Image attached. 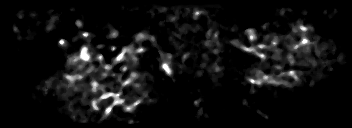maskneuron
<instances>
[{"mask_svg":"<svg viewBox=\"0 0 352 128\" xmlns=\"http://www.w3.org/2000/svg\"><path fill=\"white\" fill-rule=\"evenodd\" d=\"M175 8V7H174ZM306 8H308V6H304L302 8V13L303 15H306ZM190 9L193 11V16L191 17H188V15H185L184 19H188L189 22H190V18H191V21L192 23L194 21H197V17L198 16H201V15H204L206 14L204 12V10H199V11H195L194 12V7L192 6L191 8H186V9H183L182 7H177L175 8L174 12H173V15H177L178 16V13L179 11H182L184 10V12L186 13H189L190 12ZM213 10H215V17H218V12H217V8H212ZM60 11H63L62 9H59V8H55L53 10V12H59ZM80 11L86 15L87 14V11L83 8L80 7ZM147 12L151 13V14H155L156 16H158V14H160L159 12V9H157V7H152V8H148ZM14 15L16 16V18L14 19H10L9 21V24H10V31L12 33H10L11 35L12 34H15V33H19V29H17V27L15 26L14 28H11V24L12 23H15L16 19H21L19 17V10L18 11H14L13 12ZM279 12H277L276 10L274 11H271V15H278ZM21 15H23L24 17L27 16V17H30V19H32V15H28V14H25V13H22ZM159 16L158 17H155L154 20H159ZM53 18L49 19L48 20V23H47V29H49L50 31L53 29ZM265 22L267 21H262V22H259L260 24H263L264 23V26H260L262 27L263 29H267L266 25H265ZM279 21L277 20V26H275L274 28L272 27V33H268V34H265V35H262L261 38H259L258 36V33H259V29H255V27H252L250 28L248 31H243L244 32V39L241 43V46H242V49H246V51L248 50L249 52L253 51L255 52L256 54H258L260 56V58H265L267 56V51L266 49L270 50L273 54H276V57L277 59L276 60H272L270 62V66H275V62L276 61H279L278 60V55L280 56H285L284 53L285 51H281L279 49V47H283V43L279 42V35L277 37H275V33L278 34V33H281V23H278ZM72 23H75L77 27V31H80L81 27H79V25H81L80 23V20L77 22L75 21L74 22V19L72 20ZM246 25L244 24H239L237 25V21H233V26H228L227 23L225 25L226 29H229V32L231 33L232 35V30H234L233 28L231 29V27H238L236 29H238L239 31L241 29H245ZM315 26L317 25H310V24H305L304 22H302V20H299V22H295V24L293 25V29H292V24H291V29L290 30H293V32L295 31L296 33H299L297 34L295 37H296V42L295 41H291V45L288 46V48H286V45L285 46V50L286 49H290V54L287 55L286 59H287V66H291L293 67V62L295 61L296 63L298 62V60H305L306 61V65H309V63H312V65L308 68V70H305L304 71V74L307 75L309 73V71H312L313 68H316L318 67V64L320 62L321 65H326L327 63L330 64V65H334L335 64V61L332 62V59H331V55L335 54V56H338V55H341V54H337V53H341V48H337L336 47V50L334 48V41H336L335 39V36L332 38V40L330 41V45L328 44V46L326 47H321L319 48L315 42L316 40H313V38H316L314 36H309L307 35V32L311 31L312 28H314ZM30 30H32L33 32L36 31L37 32V29L35 27H32L30 26L29 27ZM116 30H114L112 32V39L113 37L116 36V33H118V29L117 28H114ZM137 31V38L138 39V43H142L144 39H150V43L148 44H151L154 46H156V41L153 39V38H150L149 36V30H151V27H148V25L144 26L143 28L141 29H135ZM193 30H188V33H185L184 35L187 37V38H192V35L193 34ZM90 27H88L87 30H85L83 33H81V35L83 36V38H85V40L88 41L90 45V47H86V45H82L81 46V49H78L79 50V53H74L73 55H68L67 57L69 58V61L67 62V65H66V70L68 73H65V72H62L61 69H59V65H57V67L55 68V65L53 66V59H48L47 61H49L47 64L48 66L50 67V69H52L53 67V71L55 72H59V81H54V79L52 80H49L48 83H50V85L52 84L53 87L52 89H47V86H46V96L48 97L46 101L43 102L44 104V110L47 111V115L49 114L48 110L45 109L47 106H51V104H53V100L49 97H51V93H54V91H57V90H64V91H59V97L57 98V101H60L61 100V97L63 98V100H65L64 102L66 103L65 105L67 106V104H70V102H67L66 99V92H69V90H72V97H73V100H71V108L66 110V108H62V112H63V115H66V117L68 118H71L70 116H67V115H71L73 114L74 117L72 118H75V120L77 121H82V116H79L78 115V112L76 111V107H79V110L83 109V101L86 102V105H90L91 108L94 109L95 112L97 113H88V111H90L89 109L85 110V112H83L85 115H93L95 117V122H100L102 121V119H100V117H96V114H99V111L100 109L98 108V104L100 101H103V100H107L109 97H112L115 99V101H112L110 103V105L107 107L105 104H102L101 103V108L104 109V114H103V118H107V116L113 112V111H116L117 110V105L119 104H122V103H125L126 101H129L130 104L125 108L126 109V115H129L130 118H132V121L130 120L128 122V124H132L131 122H133V119H136V118H139L140 122H145V119H143V116H138L141 114V112L139 113H131V111L135 110L137 111L138 108H139V111H144V106H138L139 102L141 103V101L139 100H135L136 98L138 99V97H135V96H132L131 94H129L128 97L124 98L123 97V88L122 87H126L127 86V89H131L133 90L132 88V83H136L137 79L136 77H138V73H136L135 71V66L134 65H130L129 63L131 62H127L123 65V71L119 70L118 67H117V63L118 62H121V61H124L126 59H128V57H133V58H129V59H133L135 60V57H136V54L137 53H141L143 54L144 51L148 50L146 49V46L144 47H141L139 48V44L135 45L133 42H130L129 45L130 46H126L124 45V43H121V44H116L113 48L114 49H122L120 50L119 54H116L114 56V62H106L105 63V60H104V55H105V51L103 53L100 52V54H94V53H98L99 50L97 49H101L103 48V43L99 44L101 46H96V43L93 42V39L91 38V33H90ZM215 30H212L211 27L209 28L208 31H206V37L207 38H202L201 39V36L198 37L200 39H193L194 42H198L197 44H199V42H201V40H207V43L209 44L208 45V48L211 49L210 52H204L203 50H201V55L202 57H204V59H206V57H215V55H217L218 53L222 56H224V51H222V47L221 45L219 46L218 44V40L219 38L217 39L216 37V41L215 43H211V38H215V35H217L215 32H213ZM254 33V34H253ZM170 36H172V39L171 40H178L179 42L181 41V38L179 37V35L177 33H173L172 31V35L170 34ZM145 37V38H144ZM209 37V38H208ZM311 38V39H310ZM246 40L247 41H250L249 43V46L246 45ZM263 40H264V43H263ZM314 41V43H313ZM69 41H66V39H62V36H61V39L59 40V45L60 46H64V45H68L70 47H73V43L71 44H67ZM228 43H235V45H238L239 44V41H237L236 39L234 41H228ZM278 45V46H276ZM271 46V48H270ZM132 47V48H131ZM325 48V49H324ZM328 48V49H326ZM337 49H340V50H337ZM311 52H318V55H316V59L312 60L311 58V55L310 53ZM129 53V54H128ZM28 54V57H30V61L33 60L34 56L35 55H29L30 53H26ZM195 53H190L187 52V51H184V54H181L179 55V60L181 59H185L187 57H190V55H194ZM95 55H100V58L102 59L100 62H97L95 61L94 59L95 58H92V56H95ZM304 56H307V59L304 58ZM324 57V58H323ZM21 58L22 56H20V58L16 57V56H12V59L11 60H17L19 62V69H17V74L18 76L19 73H20V64H21ZM323 58V59H322ZM91 61V62H89ZM148 62V64L150 65L149 67V74H152L153 76H155V70H154V64L155 65H160L162 64V66H164L166 68V77H169L170 73H172V69L170 68V63L166 60V59H163L162 61L160 60H146ZM311 61H314V62H311ZM93 62L94 66L91 64ZM225 64H227L228 66V69L231 70V68H233V66L231 67V65L229 63V61H226L225 59ZM220 63V59L218 60V62H215V63H210L209 65L208 64H203L202 66L199 65V64H195L196 67L198 68H201V71L200 72H207L208 70L209 71H212L214 74H219V72H223L225 70V68H221V70L219 69L218 72H217V69H216V65H218ZM96 65V66H95ZM178 69H181V70H184V67L180 64H178ZM215 65V66H214ZM265 66V68H262L260 65L258 67H255L254 65L250 66L248 68V66H244L243 69H242V72H247V78H246V81L247 84H253L254 87H258V90L262 91V89L259 87H262V86H259V85H263V84H267V83H271L272 86H274L276 88V84L277 85H280L282 88H284L285 91H288V89H290V84H294V83H299L300 81V73L297 72V71H294V72H291V73H285V71H283V67L280 68V66L278 67L279 69V73L275 75V77H272L270 74H268L267 72L269 71V67H267V65H263ZM116 67H117V70H116ZM85 68H90L89 71L91 72H86L85 74L82 73V71L85 69ZM103 68V70H102ZM131 68V73L130 74H133L134 75V78L130 79V77L128 78V69ZM345 70L348 71V70H352V64L351 65H346L344 66ZM265 69V71H263ZM151 70V71H150ZM329 69H327V76H328V81L332 80L334 77H337L338 73L335 72V73H331L330 71H328ZM105 71L109 72V71H112L113 74L111 77H108L106 80H102V73H105ZM122 72H126V78H124V75L122 74ZM181 71L180 70H176L175 73L178 75V76H181ZM137 74V75H136ZM254 74V77L255 79H252L251 77L253 76ZM290 74V75H289ZM203 75L201 74H196V76H194V78H200V80L202 79H205L204 77H202ZM90 77L92 78L90 80ZM116 80L118 81V83L121 85L120 87L119 86H114L113 85V80ZM86 82H89V84H87ZM64 83H68V85H64ZM85 83V84H84ZM127 83V85H126ZM128 83H131V85H128ZM81 84V88H80V85ZM24 87H27V89L32 92V87H30L29 84H23ZM38 85H44L45 87V84L43 83L42 81V78H41V81L38 79ZM90 85V89H89V86ZM257 85V86H256ZM288 85V86H287ZM64 86V88H63ZM144 84H137V87L139 89H143L144 87ZM41 86H38L36 87L35 89V92H36V99L38 101L41 100V97L43 96V94H41L40 92V88ZM112 88H117V89H120L118 93H111L109 92ZM48 90V91H47ZM51 90V91H50ZM154 90H156V88L154 89L152 86H148L147 88V91L151 94H154ZM78 92V94H83L81 100H78L77 102H75V98H78V96L76 95L77 93H73V92ZM85 91L86 92H90V94L94 95V94H98L97 97L95 98H90L88 97V93L85 94ZM99 92H102L103 95H99ZM301 95H302V100H303V97H304V100H305V97H306V92L303 93L301 92ZM243 104H241L239 107H238V113H241V111H243ZM87 111V112H86ZM298 116H299V119H300V122H304V123H308L310 124L311 122H313L312 120L313 119H307V122H305V120H301V113H298ZM96 118H99V119H96ZM90 123V120H85L84 121V124H81L79 126V128H88V124ZM111 124H114V125H118L120 123H118V119L117 121H113L111 122Z\"/></svg>","mask_w":352,"mask_h":128,"instance_id":"1","label":"neuron"}]
</instances>
